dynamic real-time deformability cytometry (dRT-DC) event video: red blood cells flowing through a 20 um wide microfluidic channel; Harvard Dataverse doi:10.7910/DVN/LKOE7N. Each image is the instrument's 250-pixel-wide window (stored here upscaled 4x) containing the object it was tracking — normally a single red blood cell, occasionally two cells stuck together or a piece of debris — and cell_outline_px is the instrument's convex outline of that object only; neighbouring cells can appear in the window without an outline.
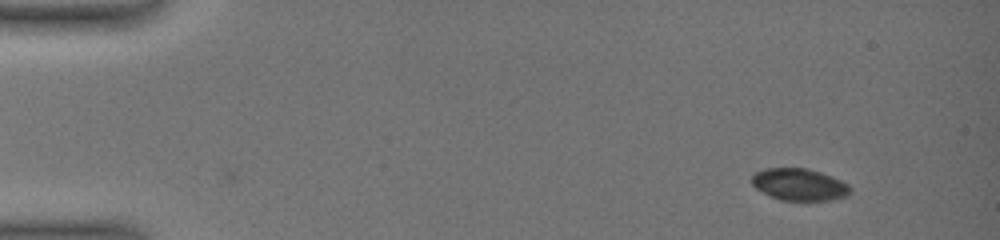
{"species": "common noctule bat (a hibernating species)", "species_latin": "Nyctalus noctula", "temperature_condition": "warm", "stored_images_in_passage": 75, "camera_frame_rate_fps": 3000, "um_per_image_px": 0.085, "animal": {"sex": "female", "body_mass_g": 19.0, "forearm_length_mm": 51.5}, "frame": {"image": 1, "passage_image": 1, "time_ms": 0.0, "image_size_px": [1000, 240], "cell_outline_px": [[852, 192], [848, 196], [832, 200], [780, 200], [768, 196], [756, 188], [752, 184], [752, 176], [756, 172], [764, 168], [808, 168], [832, 176], [848, 184], [852, 188]], "centroid_in_image_um": [67.96, 15.69], "position_along_channel_um": 17.0, "area_um2": 18.55}}
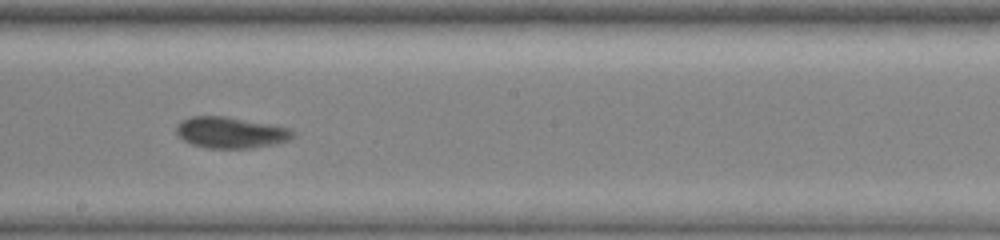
{"frame": {"image": 2, "passage_image": 42, "time_ms": 9.333, "image_size_px": [1000, 240], "cell_outline_px": [[296, 132], [288, 140], [272, 144], [252, 148], [208, 148], [192, 144], [184, 140], [176, 132], [176, 128], [184, 120], [192, 116], [228, 116], [288, 128]], "centroid_in_image_um": [19.61, 11.26], "position_along_channel_um": 228.6, "area_um2": 20.81}}
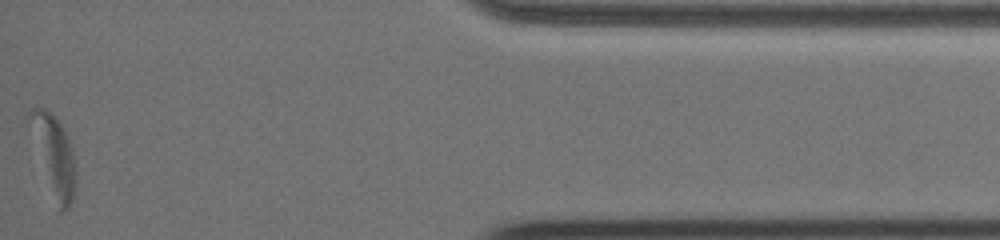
{"frame": {"image": 3, "passage_image": 74, "time_ms": 16.333, "image_size_px": [1000, 240], "cell_outline_px": [[76, 180], [72, 200], [68, 208], [60, 212], [28, 112], [32, 108], [44, 108], [60, 124], [68, 140], [72, 152], [76, 172]], "centroid_in_image_um": [4.7, 13.22], "position_along_channel_um": 430.5, "area_um2": 18.5}, "authors_computed_cell_mechanics": {"area_um2": 20.9236, "velocity_mm_per_s": 3.5972, "shape_relaxation_time_tau1_ms": null, "shape_relaxation_time_tau2_ms": 2.8899, "deformation_change_tau1": null, "deformation_change_tau2": 0.0634}}